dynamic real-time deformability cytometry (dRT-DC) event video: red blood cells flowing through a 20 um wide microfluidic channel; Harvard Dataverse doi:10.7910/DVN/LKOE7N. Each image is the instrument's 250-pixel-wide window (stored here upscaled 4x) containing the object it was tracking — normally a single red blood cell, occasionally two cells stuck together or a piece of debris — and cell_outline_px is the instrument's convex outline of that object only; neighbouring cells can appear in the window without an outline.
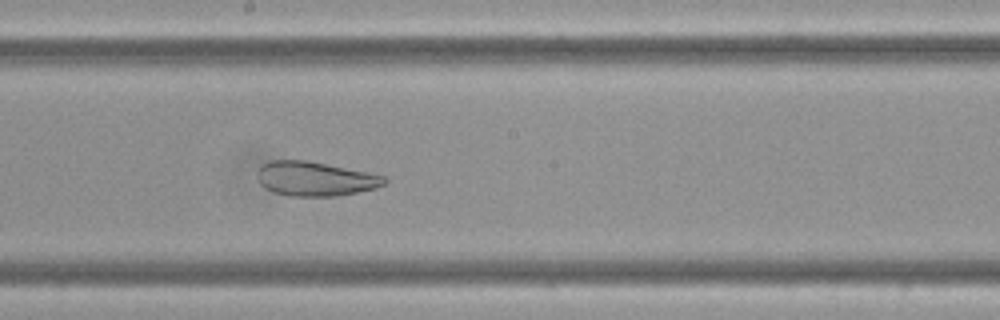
{"species": "Egyptian fruit bat (a non-hibernating species)", "species_latin": "Rousettus aegyptiacus", "temperature_condition": "cold", "stored_images_in_passage": 9, "camera_frame_rate_fps": 3000, "um_per_image_px": 0.085, "frame": {"image": 1, "passage_image": 9, "time_ms": 2.667, "image_size_px": [1000, 320], "cell_outline_px": [[388, 180], [384, 184], [376, 188], [336, 196], [288, 196], [272, 192], [264, 188], [260, 184], [260, 168], [268, 160], [304, 160], [368, 172], [384, 176]], "centroid_in_image_um": [26.8, 15.21], "position_along_channel_um": 221.4, "area_um2": 25.14}}